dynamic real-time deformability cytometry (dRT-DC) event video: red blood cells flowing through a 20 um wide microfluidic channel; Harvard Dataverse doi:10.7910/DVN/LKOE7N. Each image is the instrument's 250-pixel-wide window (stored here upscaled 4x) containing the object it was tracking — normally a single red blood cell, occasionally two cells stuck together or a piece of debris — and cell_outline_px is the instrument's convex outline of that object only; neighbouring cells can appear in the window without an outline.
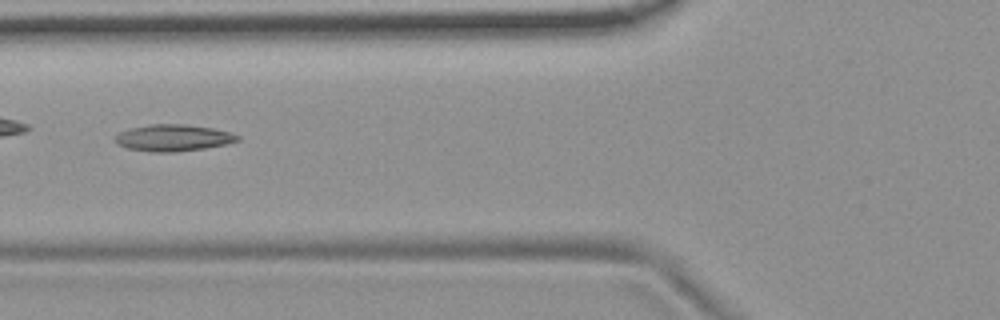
{"species": "common noctule bat (a hibernating species)", "species_latin": "Nyctalus noctula", "temperature_condition": "room temperature", "stored_images_in_passage": 9, "camera_frame_rate_fps": 3000, "um_per_image_px": 0.085, "animal": {"sex": "female", "body_mass_g": 19.9}, "frame": {"image": 1, "passage_image": 6, "time_ms": 1.667, "image_size_px": [1000, 320], "cell_outline_px": [[240, 140], [228, 144], [204, 148], [176, 152], [152, 152], [128, 148], [116, 144], [116, 136], [120, 132], [132, 128], [152, 124], [188, 124], [212, 128], [228, 132], [240, 136]], "centroid_in_image_um": [14.75, 11.72], "position_along_channel_um": 111.0, "area_um2": 18.9}}
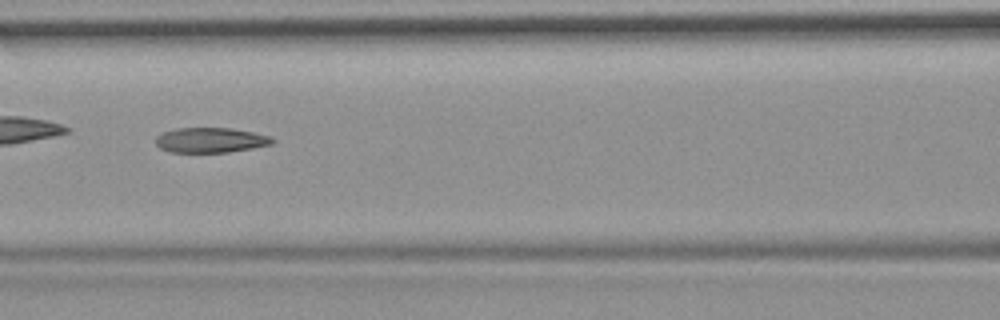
{"frame": {"image": 2, "passage_image": 7, "time_ms": 2.0, "image_size_px": [1000, 320], "cell_outline_px": [[276, 140], [272, 144], [252, 148], [228, 152], [172, 152], [160, 148], [156, 144], [156, 136], [160, 132], [176, 128], [232, 128], [252, 132], [268, 136]], "centroid_in_image_um": [17.87, 11.9], "position_along_channel_um": 148.7, "area_um2": 16.99}}